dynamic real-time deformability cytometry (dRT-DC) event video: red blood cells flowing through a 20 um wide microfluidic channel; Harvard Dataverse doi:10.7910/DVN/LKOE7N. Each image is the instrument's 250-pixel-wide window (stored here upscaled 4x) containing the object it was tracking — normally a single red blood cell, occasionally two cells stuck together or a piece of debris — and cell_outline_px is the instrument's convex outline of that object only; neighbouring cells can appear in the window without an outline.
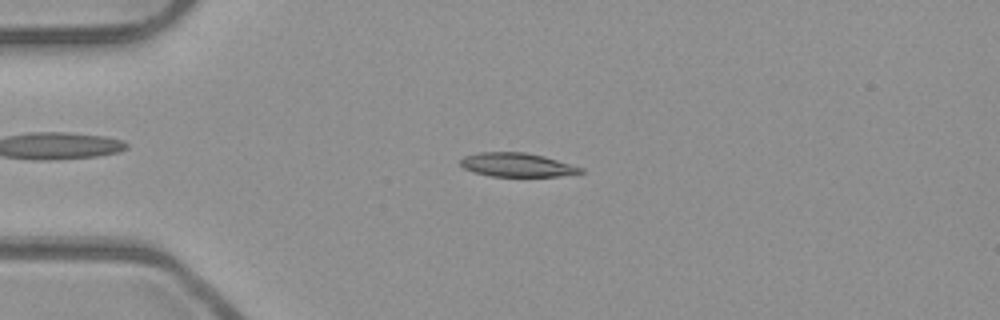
{"species": "common noctule bat (a hibernating species)", "species_latin": "Nyctalus noctula", "temperature_condition": "room temperature", "stored_images_in_passage": 52, "camera_frame_rate_fps": 3000, "um_per_image_px": 0.085, "animal": {"sex": "male", "body_mass_g": 23.1, "forearm_length_mm": 52.7}, "frame": {"image": 1, "passage_image": 13, "time_ms": 4.0, "image_size_px": [1000, 320], "cell_outline_px": [[584, 172], [560, 176], [492, 176], [472, 172], [464, 168], [460, 164], [460, 160], [464, 156], [480, 152], [524, 152], [544, 156], [584, 168]], "centroid_in_image_um": [43.94, 14.01], "position_along_channel_um": 41.1, "area_um2": 16.65}}
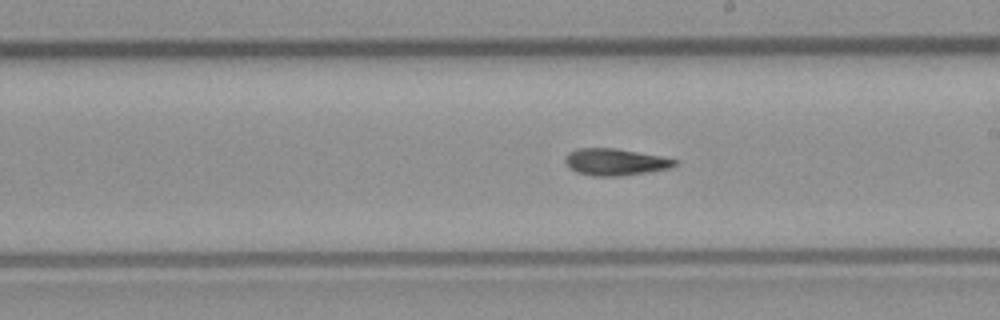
{"frame": {"image": 2, "passage_image": 30, "time_ms": 9.667, "image_size_px": [1000, 320], "cell_outline_px": [[680, 160], [676, 164], [668, 168], [648, 172], [620, 176], [592, 176], [576, 172], [568, 168], [564, 160], [568, 152], [576, 148], [616, 148], [660, 156]], "centroid_in_image_um": [52.25, 13.77], "position_along_channel_um": 236.7, "area_um2": 17.22}}
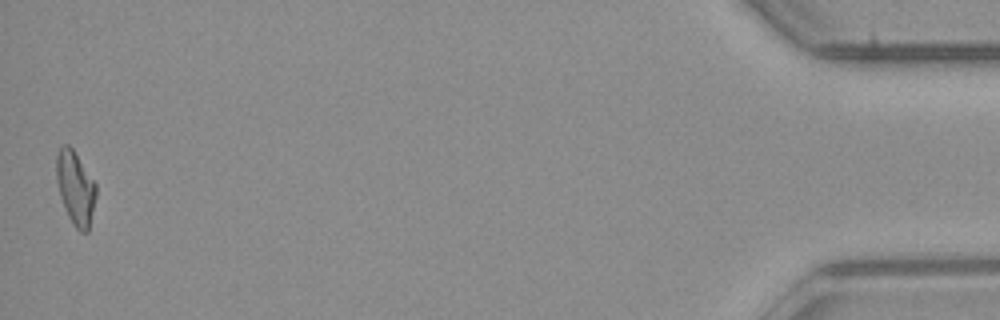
{"frame": {"image": 3, "passage_image": 52, "time_ms": 17.0, "image_size_px": [1000, 320], "cell_outline_px": [[96, 196], [88, 232], [80, 232], [76, 228], [68, 216], [60, 196], [56, 180], [56, 156], [60, 148], [64, 144], [68, 144], [72, 148], [96, 184]], "centroid_in_image_um": [6.4, 15.98], "position_along_channel_um": 428.8, "area_um2": 16.82}, "authors_computed_cell_mechanics": {"area_um2": 16.9065, "velocity_mm_per_s": 3.9506, "shape_relaxation_time_tau1_ms": null, "shape_relaxation_time_tau2_ms": 5.8537, "deformation_change_tau1": null, "deformation_change_tau2": 0.1542}}